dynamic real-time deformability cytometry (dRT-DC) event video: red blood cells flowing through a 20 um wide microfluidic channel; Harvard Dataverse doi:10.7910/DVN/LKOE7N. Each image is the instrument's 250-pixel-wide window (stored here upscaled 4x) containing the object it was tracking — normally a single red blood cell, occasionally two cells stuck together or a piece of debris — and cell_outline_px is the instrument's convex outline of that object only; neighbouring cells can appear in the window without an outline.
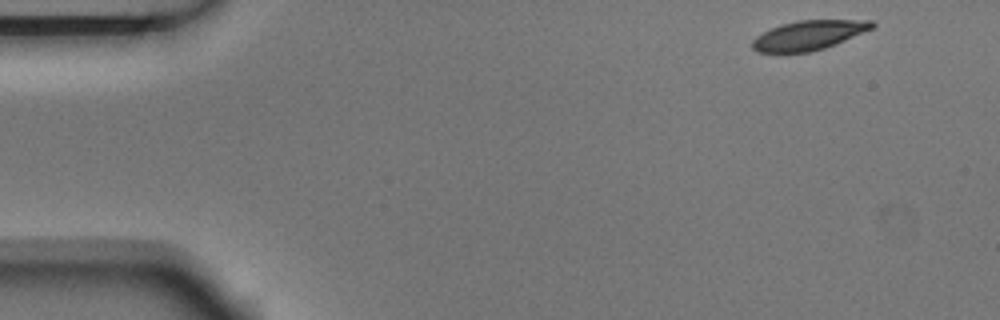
{"species": "Egyptian fruit bat (a non-hibernating species)", "species_latin": "Rousettus aegyptiacus", "temperature_condition": "room temperature", "stored_images_in_passage": 4, "camera_frame_rate_fps": 3000, "um_per_image_px": 0.085, "animal": {"sex": "male"}, "frame": {"image": 1, "passage_image": 1, "time_ms": 0.0, "image_size_px": [1000, 320], "cell_outline_px": [[876, 28], [824, 48], [812, 52], [756, 52], [752, 48], [752, 40], [756, 36], [780, 24], [800, 20], [872, 20], [876, 24]], "centroid_in_image_um": [68.78, 2.99], "position_along_channel_um": 16.2, "area_um2": 20.58}}